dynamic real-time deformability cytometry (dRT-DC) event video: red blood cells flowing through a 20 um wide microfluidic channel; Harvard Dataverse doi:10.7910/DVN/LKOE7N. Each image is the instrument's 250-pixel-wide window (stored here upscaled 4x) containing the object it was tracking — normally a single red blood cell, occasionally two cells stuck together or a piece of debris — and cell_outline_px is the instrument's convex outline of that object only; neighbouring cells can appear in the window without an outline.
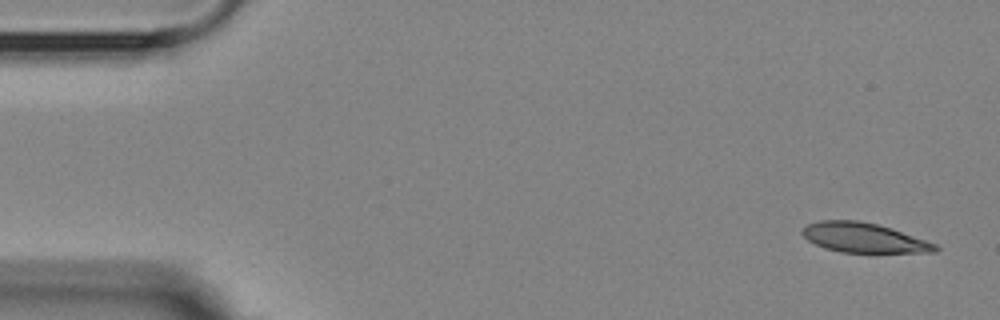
{"species": "Egyptian fruit bat (a non-hibernating species)", "species_latin": "Rousettus aegyptiacus", "temperature_condition": "room temperature", "stored_images_in_passage": 6, "camera_frame_rate_fps": 3000, "um_per_image_px": 0.085, "animal": {"sex": "female"}, "frame": {"image": 1, "passage_image": 1, "time_ms": 0.0, "image_size_px": [1000, 320], "cell_outline_px": [[940, 248], [936, 252], [840, 252], [824, 248], [808, 240], [800, 232], [808, 224], [820, 220], [856, 220], [876, 224], [936, 244]], "centroid_in_image_um": [73.37, 20.21], "position_along_channel_um": 11.6, "area_um2": 22.48}}
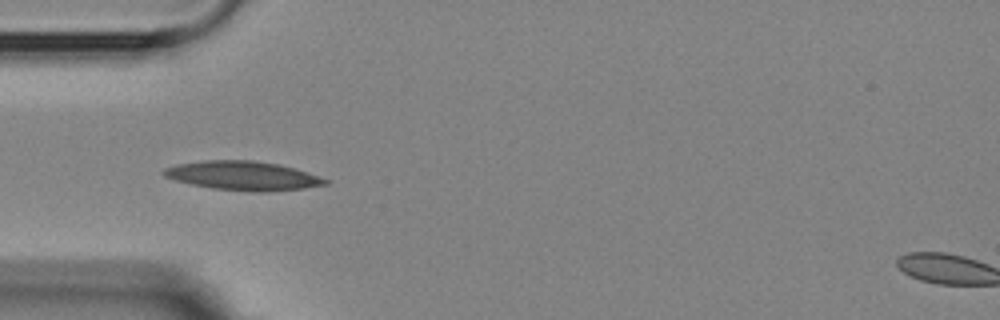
{"frame": {"image": 2, "passage_image": 5, "time_ms": 4.667, "image_size_px": [1000, 320], "cell_outline_px": [[328, 184], [304, 188], [264, 192], [256, 192], [212, 188], [192, 184], [176, 180], [164, 176], [160, 172], [164, 168], [176, 164], [204, 160], [252, 160], [276, 164], [292, 168], [328, 180]], "centroid_in_image_um": [20.58, 14.93], "position_along_channel_um": 64.4, "area_um2": 26.93}}
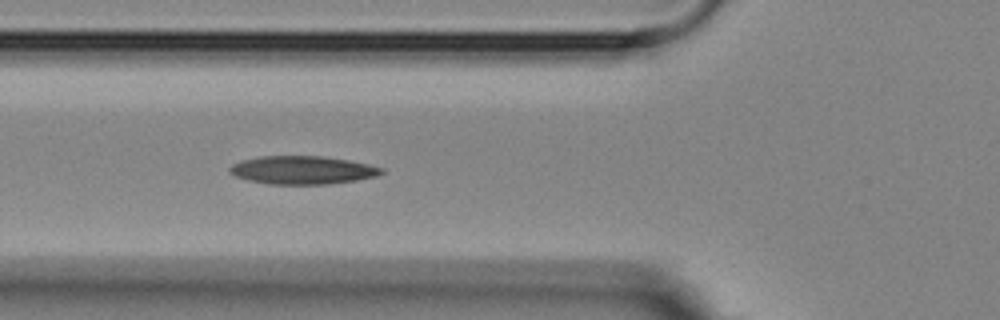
{"frame": {"image": 3, "passage_image": 6, "time_ms": 5.667, "image_size_px": [1000, 320], "cell_outline_px": [[384, 172], [376, 176], [356, 180], [328, 184], [268, 184], [248, 180], [236, 176], [228, 172], [228, 168], [232, 164], [240, 160], [260, 156], [324, 156], [348, 160], [368, 164], [384, 168]], "centroid_in_image_um": [25.68, 14.45], "position_along_channel_um": 100.1, "area_um2": 25.03}}